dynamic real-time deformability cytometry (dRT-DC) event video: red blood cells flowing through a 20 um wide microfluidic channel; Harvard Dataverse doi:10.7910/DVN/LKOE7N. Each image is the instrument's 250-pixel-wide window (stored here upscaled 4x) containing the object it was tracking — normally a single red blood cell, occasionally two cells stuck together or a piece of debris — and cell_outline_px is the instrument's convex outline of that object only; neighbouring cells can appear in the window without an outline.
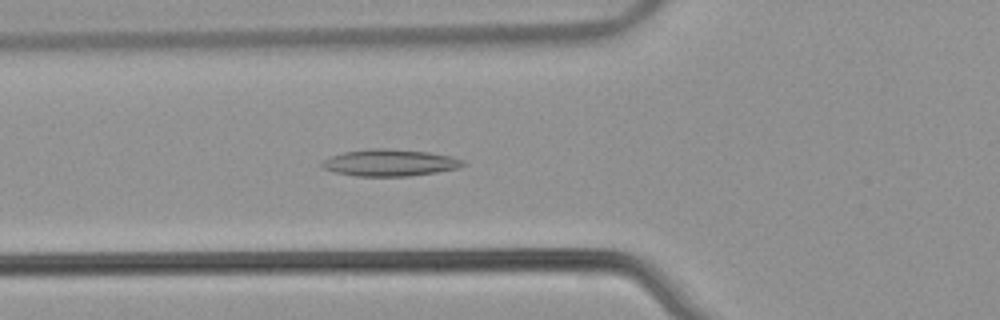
{"species": "common noctule bat (a hibernating species)", "species_latin": "Nyctalus noctula", "temperature_condition": "warm", "stored_images_in_passage": 48, "camera_frame_rate_fps": 3000, "um_per_image_px": 0.085, "animal": {"sex": "male", "body_mass_g": 21.5, "forearm_length_mm": 52.0}, "frame": {"image": 1, "passage_image": 15, "time_ms": 4.667, "image_size_px": [1000, 320], "cell_outline_px": [[468, 164], [456, 168], [436, 172], [408, 176], [356, 176], [336, 172], [324, 168], [320, 164], [324, 160], [332, 156], [344, 152], [368, 148], [388, 148], [428, 152], [452, 156], [464, 160]], "centroid_in_image_um": [33.17, 13.82], "position_along_channel_um": 92.6, "area_um2": 21.96}}
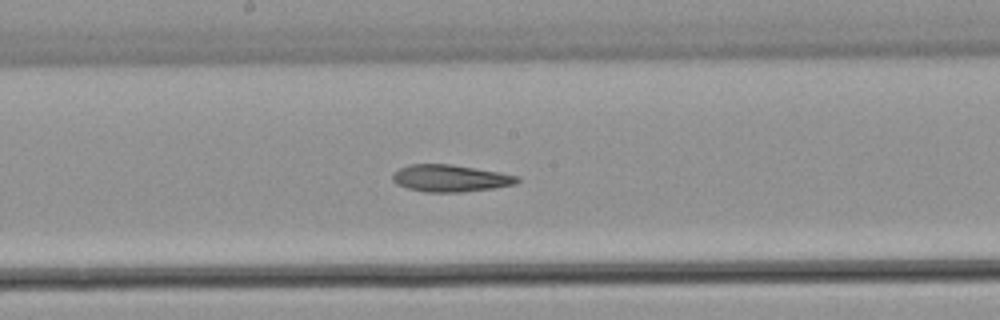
{"frame": {"image": 2, "passage_image": 24, "time_ms": 7.667, "image_size_px": [1000, 320], "cell_outline_px": [[520, 180], [516, 184], [492, 188], [460, 192], [424, 192], [408, 188], [396, 184], [392, 180], [392, 172], [408, 164], [452, 164], [500, 172], [520, 176]], "centroid_in_image_um": [38.26, 15.14], "position_along_channel_um": 209.9, "area_um2": 19.77}}
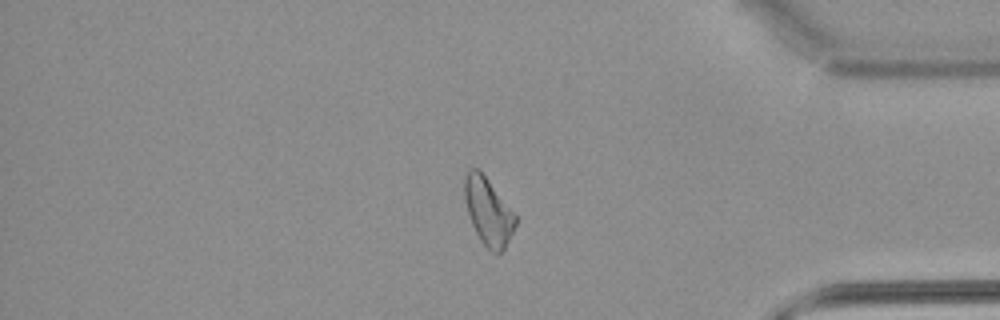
{"frame": {"image": 3, "passage_image": 40, "time_ms": 13.0, "image_size_px": [1000, 320], "cell_outline_px": [[516, 224], [504, 248], [500, 252], [492, 252], [480, 240], [472, 224], [468, 212], [464, 196], [464, 172], [468, 168], [480, 168], [516, 216]], "centroid_in_image_um": [41.46, 17.9], "position_along_channel_um": 393.7, "area_um2": 19.77}, "authors_computed_cell_mechanics": {"area_um2": 20.7213, "velocity_mm_per_s": 3.9051, "shape_relaxation_time_tau1_ms": null, "shape_relaxation_time_tau2_ms": 8.7324, "deformation_change_tau1": null, "deformation_change_tau2": 0.191}}